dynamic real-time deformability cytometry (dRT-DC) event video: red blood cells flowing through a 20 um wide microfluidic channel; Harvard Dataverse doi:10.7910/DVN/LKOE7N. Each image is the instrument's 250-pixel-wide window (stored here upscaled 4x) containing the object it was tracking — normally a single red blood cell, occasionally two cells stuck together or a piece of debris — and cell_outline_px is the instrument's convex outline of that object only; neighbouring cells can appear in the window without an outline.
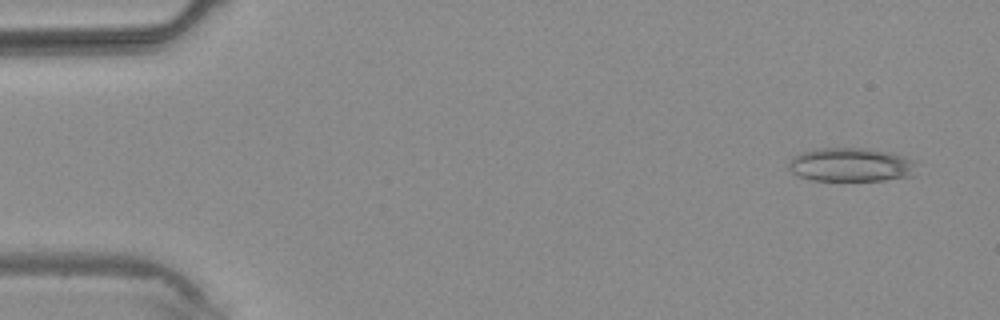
{"species": "common noctule bat (a hibernating species)", "species_latin": "Nyctalus noctula", "temperature_condition": "warm", "stored_images_in_passage": 3, "camera_frame_rate_fps": 3000, "um_per_image_px": 0.085, "animal": {"sex": "male", "body_mass_g": 20.4}, "frame": {"image": 1, "passage_image": 1, "time_ms": 0.0, "image_size_px": [1000, 320], "cell_outline_px": [[912, 176], [884, 180], [812, 180], [796, 176], [788, 168], [788, 164], [792, 156], [800, 152], [824, 148], [868, 148], [888, 152], [912, 160]], "centroid_in_image_um": [72.22, 14.0], "position_along_channel_um": 12.8, "area_um2": 24.85}}